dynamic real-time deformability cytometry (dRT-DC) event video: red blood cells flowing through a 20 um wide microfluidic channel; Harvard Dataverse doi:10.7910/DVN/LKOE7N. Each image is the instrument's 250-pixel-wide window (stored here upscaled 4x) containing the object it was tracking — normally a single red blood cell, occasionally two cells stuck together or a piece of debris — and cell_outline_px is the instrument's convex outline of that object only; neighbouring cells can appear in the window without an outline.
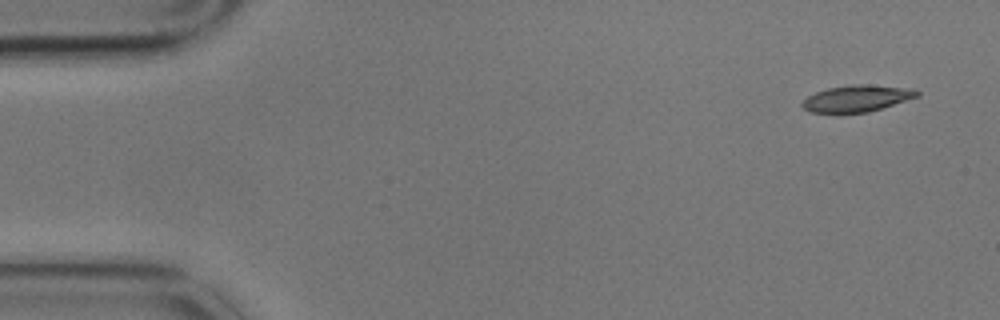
{"species": "common noctule bat (a hibernating species)", "species_latin": "Nyctalus noctula", "temperature_condition": "cold", "stored_images_in_passage": 4, "camera_frame_rate_fps": 3000, "um_per_image_px": 0.085, "animal": {"sex": "male", "body_mass_g": 17.9}, "frame": {"image": 1, "passage_image": 1, "time_ms": 0.0, "image_size_px": [1000, 320], "cell_outline_px": [[920, 96], [868, 112], [808, 112], [800, 104], [808, 96], [816, 92], [828, 88], [852, 84], [860, 84], [916, 88], [920, 92]], "centroid_in_image_um": [72.87, 8.35], "position_along_channel_um": 12.1, "area_um2": 17.69}}
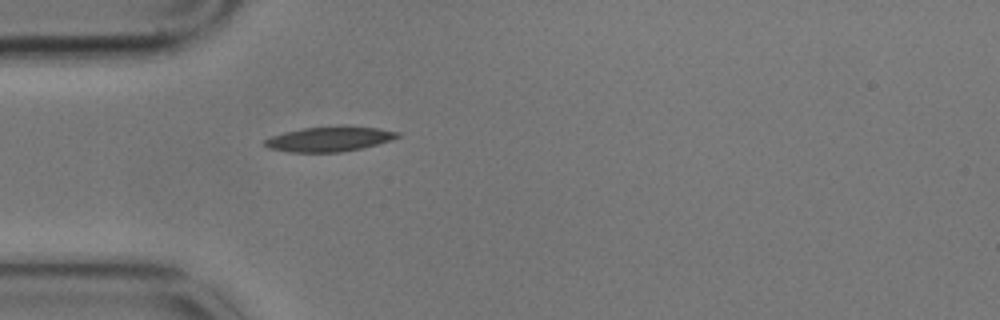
{"frame": {"image": 2, "passage_image": 4, "time_ms": 1.0, "image_size_px": [1000, 320], "cell_outline_px": [[400, 136], [392, 140], [364, 148], [340, 152], [288, 152], [268, 148], [260, 144], [264, 140], [272, 136], [284, 132], [304, 128], [344, 124], [380, 128], [400, 132]], "centroid_in_image_um": [28.02, 11.8], "position_along_channel_um": 57.0, "area_um2": 19.88}}